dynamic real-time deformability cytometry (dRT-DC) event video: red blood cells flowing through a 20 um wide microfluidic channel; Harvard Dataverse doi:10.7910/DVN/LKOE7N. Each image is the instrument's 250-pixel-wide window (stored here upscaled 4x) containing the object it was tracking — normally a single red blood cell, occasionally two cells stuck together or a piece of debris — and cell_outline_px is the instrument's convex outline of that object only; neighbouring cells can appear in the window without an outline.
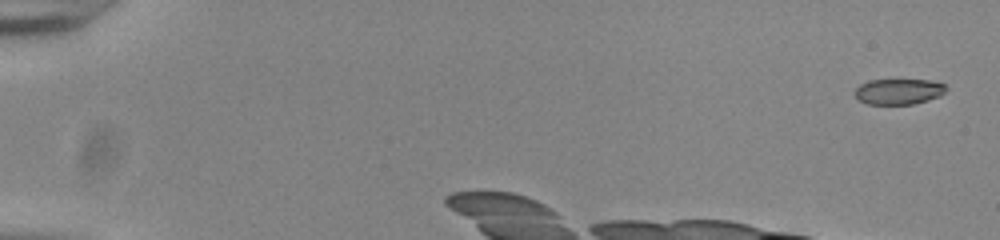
{"species": "common noctule bat (a hibernating species)", "species_latin": "Nyctalus noctula", "temperature_condition": "room temperature", "stored_images_in_passage": 34, "camera_frame_rate_fps": 3000, "um_per_image_px": 0.085, "animal": {"sex": "male", "body_mass_g": 20.0, "forearm_length_mm": 53.3}, "frame": {"image": 1, "passage_image": 2, "time_ms": 0.333, "image_size_px": [1000, 240], "cell_outline_px": [[948, 88], [940, 96], [928, 100], [912, 104], [868, 104], [860, 100], [856, 96], [856, 88], [860, 84], [868, 80], [928, 80], [944, 84]], "centroid_in_image_um": [76.4, 7.78], "position_along_channel_um": 8.6, "area_um2": 13.53}}